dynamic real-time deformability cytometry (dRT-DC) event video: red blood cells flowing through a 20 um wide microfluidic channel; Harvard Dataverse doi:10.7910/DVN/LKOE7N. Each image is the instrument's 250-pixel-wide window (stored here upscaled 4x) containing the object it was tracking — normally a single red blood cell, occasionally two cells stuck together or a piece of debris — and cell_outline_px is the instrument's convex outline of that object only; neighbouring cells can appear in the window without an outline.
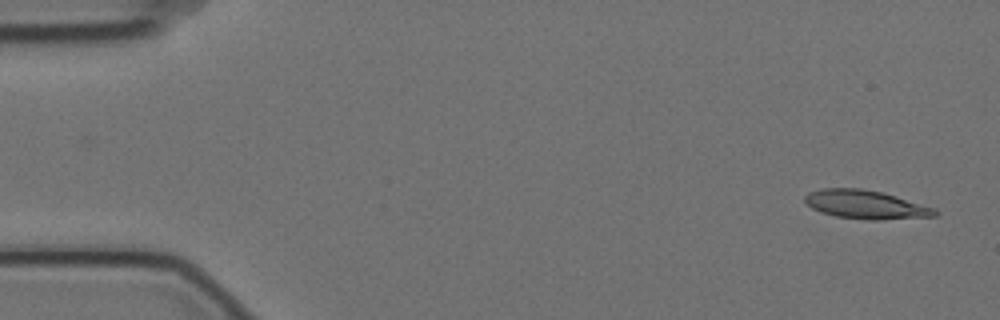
{"species": "Egyptian fruit bat (a non-hibernating species)", "species_latin": "Rousettus aegyptiacus", "temperature_condition": "cold", "stored_images_in_passage": 4, "camera_frame_rate_fps": 3000, "um_per_image_px": 0.085, "animal": {"sex": "female"}, "frame": {"image": 1, "passage_image": 1, "time_ms": 0.0, "image_size_px": [1000, 320], "cell_outline_px": [[940, 212], [936, 216], [880, 220], [868, 220], [836, 216], [820, 212], [812, 208], [804, 200], [804, 196], [808, 192], [820, 188], [860, 188], [880, 192], [896, 196], [936, 208]], "centroid_in_image_um": [73.59, 17.39], "position_along_channel_um": 11.4, "area_um2": 21.79}}
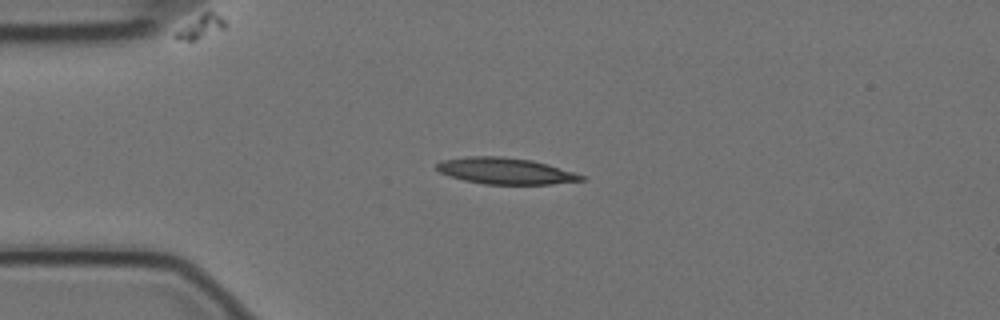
{"frame": {"image": 2, "passage_image": 3, "time_ms": 0.667, "image_size_px": [1000, 320], "cell_outline_px": [[584, 180], [552, 184], [484, 184], [464, 180], [448, 176], [440, 172], [436, 168], [436, 164], [440, 160], [464, 156], [500, 156], [532, 160], [548, 164], [584, 176]], "centroid_in_image_um": [42.9, 14.52], "position_along_channel_um": 42.1, "area_um2": 22.2}}